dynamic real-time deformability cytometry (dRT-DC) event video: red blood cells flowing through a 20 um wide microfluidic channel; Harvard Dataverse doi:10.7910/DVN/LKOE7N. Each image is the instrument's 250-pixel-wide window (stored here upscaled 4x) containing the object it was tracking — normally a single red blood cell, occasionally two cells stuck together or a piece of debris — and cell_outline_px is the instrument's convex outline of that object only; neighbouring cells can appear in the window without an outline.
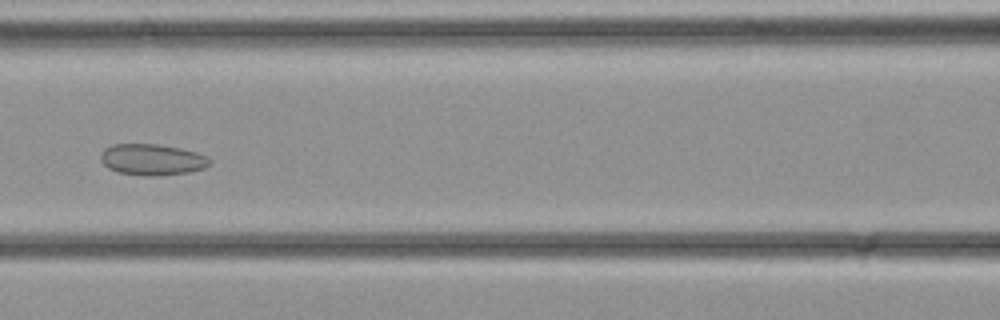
{"species": "common noctule bat (a hibernating species)", "species_latin": "Nyctalus noctula", "temperature_condition": "cold", "stored_images_in_passage": 25, "camera_frame_rate_fps": 3000, "um_per_image_px": 0.085, "animal": {"sex": "female", "body_mass_g": 21.9}, "frame": {"image": 1, "passage_image": 11, "time_ms": 3.333, "image_size_px": [1000, 320], "cell_outline_px": [[212, 164], [204, 168], [188, 172], [152, 176], [120, 172], [108, 168], [100, 160], [100, 156], [104, 148], [112, 144], [156, 144], [180, 148], [196, 152], [208, 156], [212, 160]], "centroid_in_image_um": [12.96, 13.55], "position_along_channel_um": 153.6, "area_um2": 19.77}}
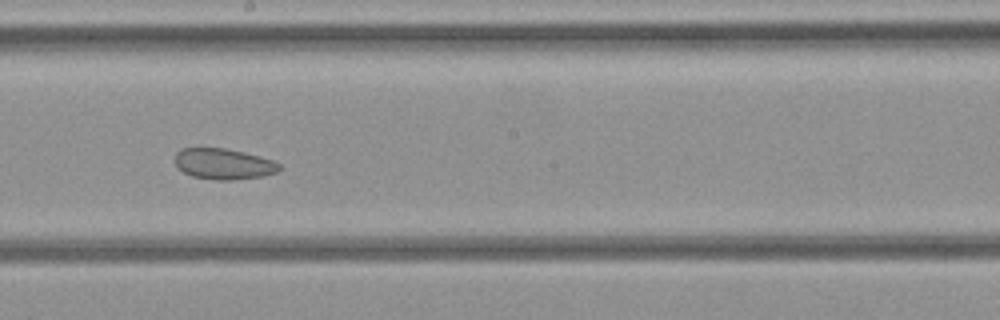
{"frame": {"image": 2, "passage_image": 15, "time_ms": 4.667, "image_size_px": [1000, 320], "cell_outline_px": [[284, 168], [276, 172], [264, 176], [232, 180], [216, 180], [192, 176], [176, 168], [176, 152], [180, 148], [224, 148], [244, 152], [260, 156], [272, 160], [280, 164]], "centroid_in_image_um": [19.02, 13.93], "position_along_channel_um": 229.2, "area_um2": 18.9}}